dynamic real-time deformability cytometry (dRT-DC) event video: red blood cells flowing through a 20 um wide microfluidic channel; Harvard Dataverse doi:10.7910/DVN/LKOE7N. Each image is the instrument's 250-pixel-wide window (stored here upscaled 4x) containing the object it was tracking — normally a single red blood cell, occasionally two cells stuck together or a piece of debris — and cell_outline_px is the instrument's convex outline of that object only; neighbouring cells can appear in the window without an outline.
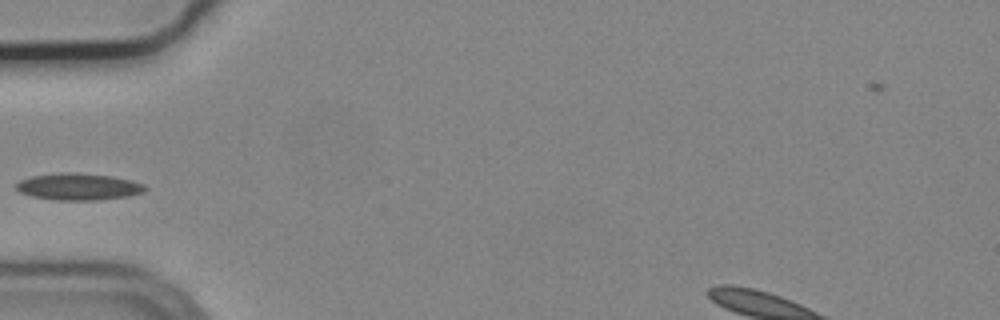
{"species": "common noctule bat (a hibernating species)", "species_latin": "Nyctalus noctula", "temperature_condition": "cold", "stored_images_in_passage": 5, "camera_frame_rate_fps": 3000, "um_per_image_px": 0.085, "animal": {"sex": "male", "body_mass_g": 19.2, "forearm_length_mm": 51.8}, "frame": {"image": 1, "passage_image": 4, "time_ms": 1.0, "image_size_px": [1000, 320], "cell_outline_px": [[148, 188], [144, 192], [128, 196], [96, 200], [56, 200], [32, 196], [20, 192], [16, 188], [16, 184], [20, 180], [32, 176], [60, 172], [72, 172], [112, 176], [144, 184]], "centroid_in_image_um": [6.67, 15.86], "position_along_channel_um": 78.3, "area_um2": 20.06}}
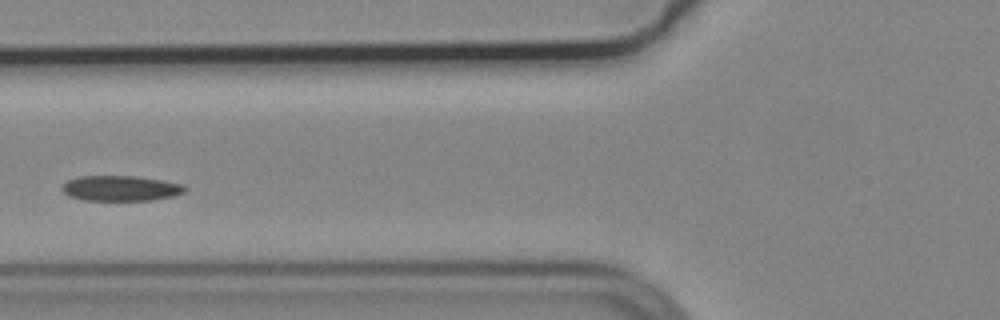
{"frame": {"image": 2, "passage_image": 5, "time_ms": 1.333, "image_size_px": [1000, 320], "cell_outline_px": [[188, 188], [184, 192], [172, 196], [152, 200], [84, 200], [68, 196], [60, 188], [68, 180], [80, 176], [136, 176], [164, 180], [184, 184]], "centroid_in_image_um": [10.28, 16.0], "position_along_channel_um": 115.5, "area_um2": 18.21}}